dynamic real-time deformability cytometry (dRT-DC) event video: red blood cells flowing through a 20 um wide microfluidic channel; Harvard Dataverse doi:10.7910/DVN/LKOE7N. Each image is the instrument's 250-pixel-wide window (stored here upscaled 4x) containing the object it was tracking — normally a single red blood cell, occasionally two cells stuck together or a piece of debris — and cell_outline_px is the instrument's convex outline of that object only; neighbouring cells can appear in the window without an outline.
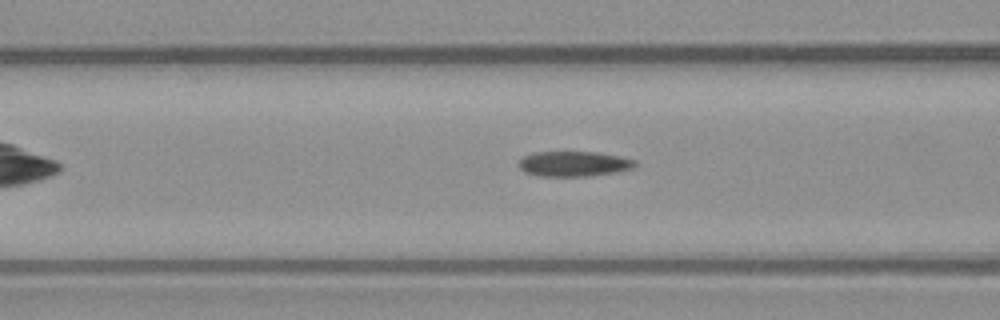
{"species": "common noctule bat (a hibernating species)", "species_latin": "Nyctalus noctula", "temperature_condition": "warm", "stored_images_in_passage": 22, "camera_frame_rate_fps": 3000, "um_per_image_px": 0.085, "animal": {"sex": "male", "body_mass_g": 23.1, "forearm_length_mm": 52.7}, "frame": {"image": 1, "passage_image": 11, "time_ms": 3.333, "image_size_px": [1000, 320], "cell_outline_px": [[636, 164], [632, 168], [616, 172], [588, 176], [540, 176], [524, 172], [520, 168], [520, 160], [524, 156], [532, 152], [596, 152], [620, 156], [636, 160]], "centroid_in_image_um": [48.78, 13.92], "position_along_channel_um": 117.8, "area_um2": 16.99}}
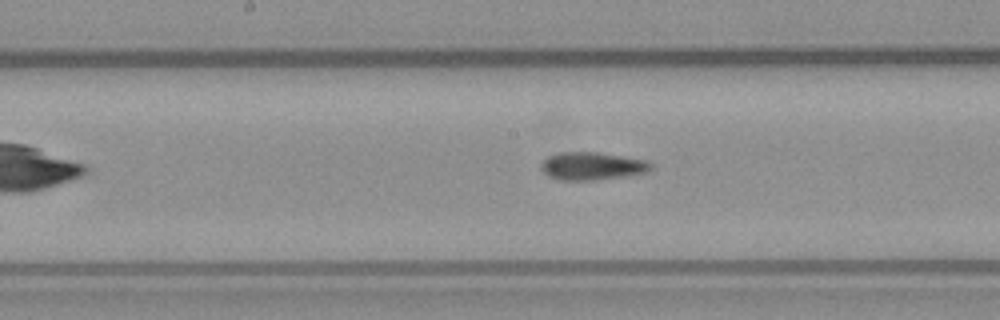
{"frame": {"image": 2, "passage_image": 17, "time_ms": 5.333, "image_size_px": [1000, 320], "cell_outline_px": [[652, 168], [644, 172], [624, 176], [596, 180], [556, 180], [548, 176], [540, 168], [540, 164], [548, 156], [560, 152], [596, 152], [648, 160], [652, 164]], "centroid_in_image_um": [50.29, 14.11], "position_along_channel_um": 197.9, "area_um2": 17.8}}
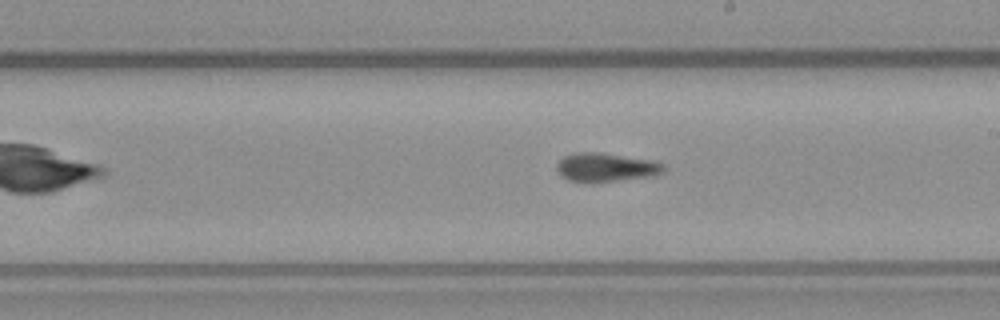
{"frame": {"image": 3, "passage_image": 20, "time_ms": 6.333, "image_size_px": [1000, 320], "cell_outline_px": [[664, 168], [656, 176], [592, 184], [568, 180], [560, 176], [556, 168], [556, 164], [564, 156], [576, 152], [600, 152], [648, 160], [664, 164]], "centroid_in_image_um": [51.44, 14.26], "position_along_channel_um": 237.6, "area_um2": 18.21}}